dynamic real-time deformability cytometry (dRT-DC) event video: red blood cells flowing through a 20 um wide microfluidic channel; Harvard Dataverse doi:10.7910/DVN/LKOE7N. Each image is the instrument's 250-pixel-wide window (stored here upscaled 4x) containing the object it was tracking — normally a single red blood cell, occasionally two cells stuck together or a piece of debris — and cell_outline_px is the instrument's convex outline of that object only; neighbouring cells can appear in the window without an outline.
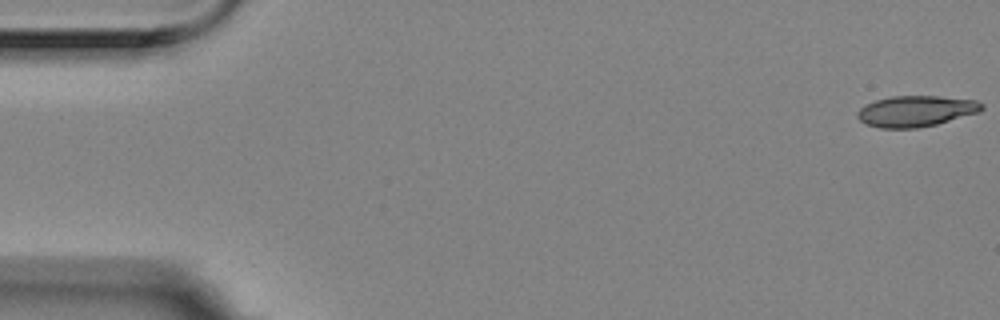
{"species": "Egyptian fruit bat (a non-hibernating species)", "species_latin": "Rousettus aegyptiacus", "temperature_condition": "room temperature", "stored_images_in_passage": 3, "camera_frame_rate_fps": 3000, "um_per_image_px": 0.085, "animal": {"sex": "female"}, "frame": {"image": 1, "passage_image": 1, "time_ms": 0.0, "image_size_px": [1000, 320], "cell_outline_px": [[984, 108], [980, 112], [936, 124], [916, 128], [880, 128], [868, 124], [860, 120], [856, 116], [856, 112], [860, 108], [876, 100], [892, 96], [936, 96], [976, 100], [984, 104]], "centroid_in_image_um": [77.87, 9.44], "position_along_channel_um": 7.1, "area_um2": 22.31}}